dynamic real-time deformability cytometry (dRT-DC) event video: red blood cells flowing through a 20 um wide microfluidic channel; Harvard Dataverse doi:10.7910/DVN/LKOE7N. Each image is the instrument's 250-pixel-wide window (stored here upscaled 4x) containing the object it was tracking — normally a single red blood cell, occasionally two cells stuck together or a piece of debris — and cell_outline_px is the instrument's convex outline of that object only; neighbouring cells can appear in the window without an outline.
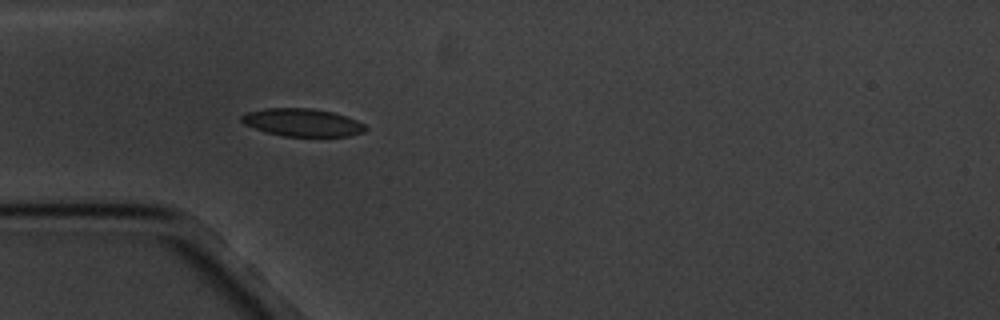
{"species": "common noctule bat (a hibernating species)", "species_latin": "Nyctalus noctula", "temperature_condition": "cold", "stored_images_in_passage": 4, "camera_frame_rate_fps": 3000, "um_per_image_px": 0.085, "animal": {"sex": "male", "body_mass_g": 20.1, "forearm_length_mm": 53.5}, "frame": {"image": 1, "passage_image": 4, "time_ms": 3.333, "image_size_px": [1000, 320], "cell_outline_px": [[368, 128], [364, 132], [348, 136], [284, 136], [264, 132], [244, 124], [240, 120], [240, 116], [248, 112], [264, 108], [312, 108], [332, 112], [356, 120], [364, 124]], "centroid_in_image_um": [25.68, 10.41], "position_along_channel_um": 59.3, "area_um2": 20.06}}